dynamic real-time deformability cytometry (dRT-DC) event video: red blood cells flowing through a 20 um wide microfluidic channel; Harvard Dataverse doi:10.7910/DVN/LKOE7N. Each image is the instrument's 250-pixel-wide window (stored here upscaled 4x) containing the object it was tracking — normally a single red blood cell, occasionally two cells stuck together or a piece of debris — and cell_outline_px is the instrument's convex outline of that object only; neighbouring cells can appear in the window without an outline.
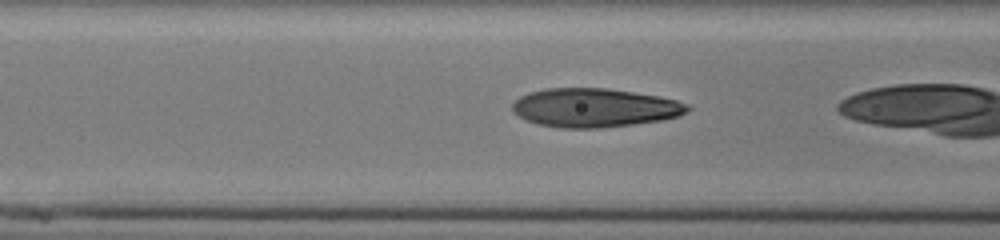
{"species": "human", "species_latin": "Homo sapiens", "temperature_condition": "cold", "stored_images_in_passage": 5, "camera_frame_rate_fps": 3000, "um_per_image_px": 0.085, "donor": {"sex": "male"}, "frame": {"image": 1, "passage_image": 3, "time_ms": 0.667, "image_size_px": [1000, 240], "cell_outline_px": [[692, 108], [688, 112], [680, 116], [660, 120], [632, 124], [600, 128], [560, 128], [540, 124], [524, 120], [512, 112], [512, 104], [520, 96], [528, 92], [544, 88], [608, 88], [656, 96], [676, 100], [688, 104]], "centroid_in_image_um": [50.51, 9.16], "position_along_channel_um": 116.1, "area_um2": 39.71}}